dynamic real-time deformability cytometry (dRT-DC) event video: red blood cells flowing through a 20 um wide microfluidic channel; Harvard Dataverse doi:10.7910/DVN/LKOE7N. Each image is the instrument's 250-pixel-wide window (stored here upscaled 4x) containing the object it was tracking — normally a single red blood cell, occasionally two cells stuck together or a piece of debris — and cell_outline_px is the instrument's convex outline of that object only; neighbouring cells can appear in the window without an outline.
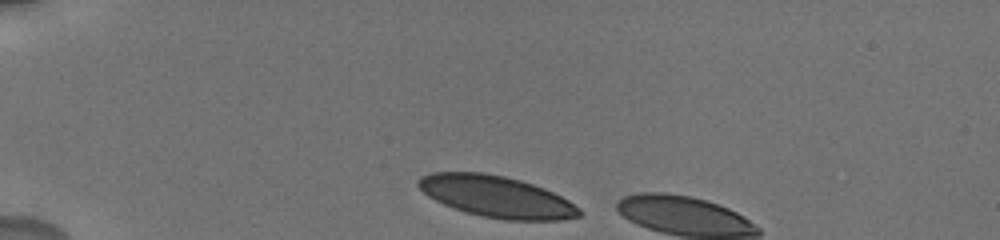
{"species": "human", "species_latin": "Homo sapiens", "temperature_condition": "cold", "stored_images_in_passage": 3, "camera_frame_rate_fps": 3000, "um_per_image_px": 0.085, "donor": {"sex": "male"}, "frame": {"image": 1, "passage_image": 1, "time_ms": 0.0, "image_size_px": [1000, 240], "cell_outline_px": [[580, 216], [560, 220], [504, 220], [480, 216], [444, 204], [428, 196], [416, 184], [416, 180], [420, 176], [432, 172], [484, 172], [504, 176], [520, 180], [544, 188], [568, 200], [580, 208]], "centroid_in_image_um": [42.19, 16.7], "position_along_channel_um": 42.8, "area_um2": 38.73}}